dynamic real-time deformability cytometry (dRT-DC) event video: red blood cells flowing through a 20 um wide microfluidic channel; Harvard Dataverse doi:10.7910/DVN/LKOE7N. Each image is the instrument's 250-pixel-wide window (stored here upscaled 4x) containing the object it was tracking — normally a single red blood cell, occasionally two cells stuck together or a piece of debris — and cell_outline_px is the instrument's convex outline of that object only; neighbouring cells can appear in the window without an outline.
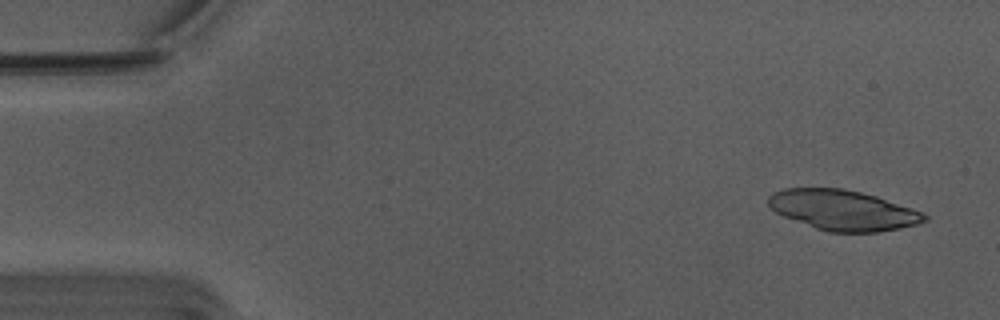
{"species": "Egyptian fruit bat (a non-hibernating species)", "species_latin": "Rousettus aegyptiacus", "temperature_condition": "warm", "stored_images_in_passage": 17, "camera_frame_rate_fps": 3000, "um_per_image_px": 0.085, "animal": {"sex": "male"}, "frame": {"image": 1, "passage_image": 3, "time_ms": 0.667, "image_size_px": [1000, 320], "cell_outline_px": [[928, 220], [916, 224], [900, 228], [880, 232], [828, 232], [816, 228], [784, 216], [776, 212], [768, 204], [768, 196], [784, 188], [844, 188], [876, 196], [920, 212], [928, 216]], "centroid_in_image_um": [71.64, 17.86], "position_along_channel_um": 13.4, "area_um2": 36.13}}